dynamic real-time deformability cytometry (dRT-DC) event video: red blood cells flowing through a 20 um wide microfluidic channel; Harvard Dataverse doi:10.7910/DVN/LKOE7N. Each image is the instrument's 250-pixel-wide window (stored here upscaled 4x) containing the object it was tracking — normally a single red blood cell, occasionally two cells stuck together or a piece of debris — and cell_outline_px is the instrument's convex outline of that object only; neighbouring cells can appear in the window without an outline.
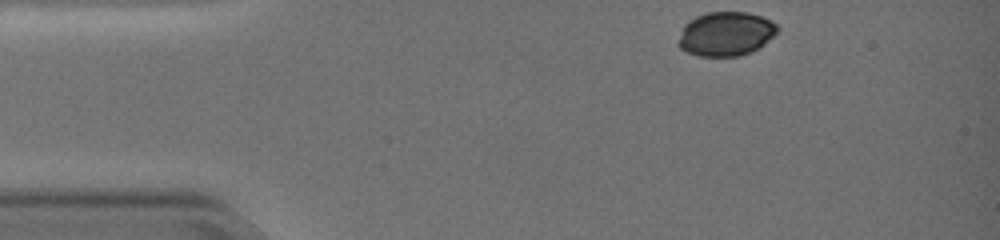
{"species": "common noctule bat (a hibernating species)", "species_latin": "Nyctalus noctula", "temperature_condition": "warm", "stored_images_in_passage": 45, "camera_frame_rate_fps": 3000, "um_per_image_px": 0.085, "animal": {"sex": "female", "body_mass_g": 19.0, "forearm_length_mm": 51.5}, "frame": {"image": 1, "passage_image": 1, "time_ms": 0.0, "image_size_px": [1000, 240], "cell_outline_px": [[776, 32], [760, 48], [752, 52], [740, 56], [696, 56], [680, 48], [680, 36], [684, 24], [688, 20], [696, 16], [708, 12], [748, 12], [760, 16], [776, 24]], "centroid_in_image_um": [61.68, 2.88], "position_along_channel_um": 23.3, "area_um2": 25.26}}
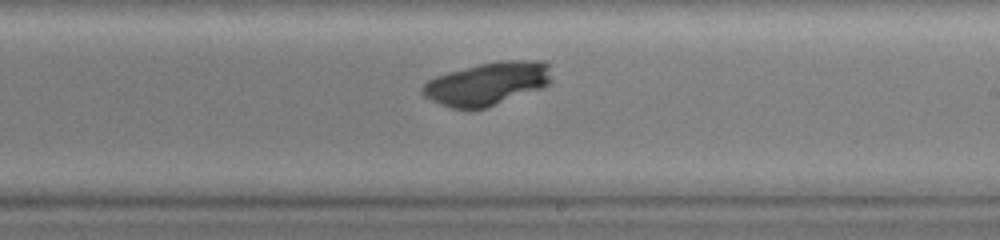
{"frame": {"image": 2, "passage_image": 28, "time_ms": 9.0, "image_size_px": [1000, 240], "cell_outline_px": [[552, 80], [548, 84], [540, 88], [488, 108], [472, 112], [468, 112], [452, 108], [440, 104], [424, 96], [420, 92], [420, 88], [428, 80], [436, 76], [448, 72], [480, 64], [500, 60], [544, 60], [548, 64]], "centroid_in_image_um": [41.39, 7.14], "position_along_channel_um": 247.6, "area_um2": 32.89}}
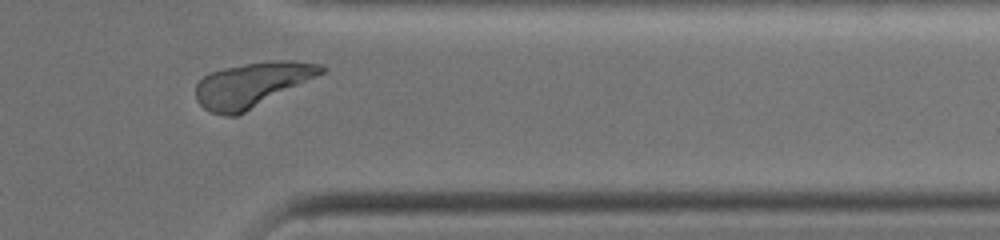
{"frame": {"image": 3, "passage_image": 41, "time_ms": 13.333, "image_size_px": [1000, 240], "cell_outline_px": [[324, 72], [236, 116], [224, 116], [212, 112], [204, 108], [196, 100], [196, 84], [208, 72], [224, 68], [244, 64], [272, 60], [292, 60], [324, 64]], "centroid_in_image_um": [21.38, 7.18], "position_along_channel_um": 390.0, "area_um2": 32.14}}